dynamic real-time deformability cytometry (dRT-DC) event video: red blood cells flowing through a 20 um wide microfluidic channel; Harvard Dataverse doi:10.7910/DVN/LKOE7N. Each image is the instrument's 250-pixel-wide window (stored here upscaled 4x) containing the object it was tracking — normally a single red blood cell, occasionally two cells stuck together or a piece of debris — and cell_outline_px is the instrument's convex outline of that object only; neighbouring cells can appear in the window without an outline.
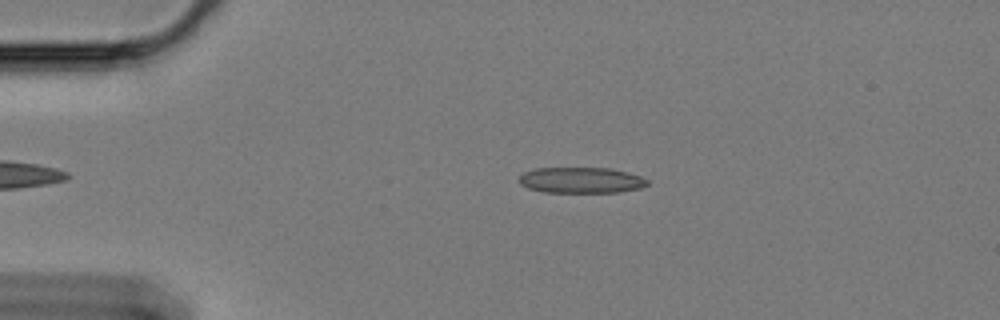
{"species": "Egyptian fruit bat (a non-hibernating species)", "species_latin": "Rousettus aegyptiacus", "temperature_condition": "cold", "stored_images_in_passage": 47, "camera_frame_rate_fps": 3000, "um_per_image_px": 0.085, "animal": {"sex": "female"}, "frame": {"image": 1, "passage_image": 7, "time_ms": 2.0, "image_size_px": [1000, 320], "cell_outline_px": [[648, 184], [640, 188], [620, 192], [544, 192], [528, 188], [520, 184], [520, 176], [524, 172], [536, 168], [612, 168], [640, 176], [648, 180]], "centroid_in_image_um": [49.4, 15.31], "position_along_channel_um": 35.6, "area_um2": 19.25}}
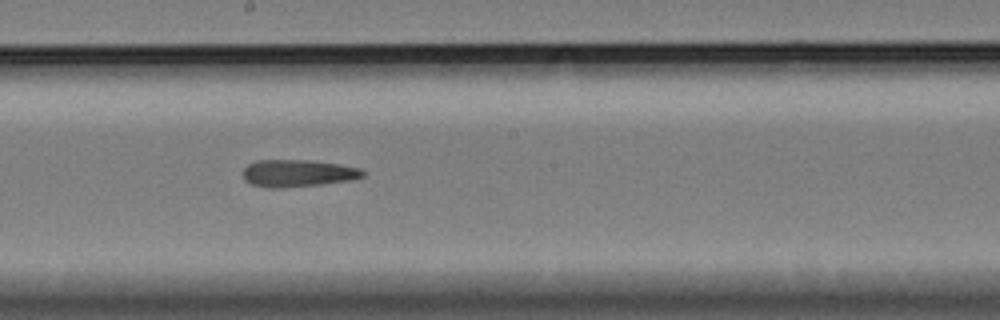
{"frame": {"image": 2, "passage_image": 27, "time_ms": 8.667, "image_size_px": [1000, 320], "cell_outline_px": [[364, 176], [352, 180], [320, 184], [280, 188], [264, 188], [252, 184], [244, 180], [244, 168], [248, 164], [256, 160], [304, 160], [336, 164], [360, 168], [364, 172]], "centroid_in_image_um": [25.28, 14.73], "position_along_channel_um": 222.9, "area_um2": 18.84}}
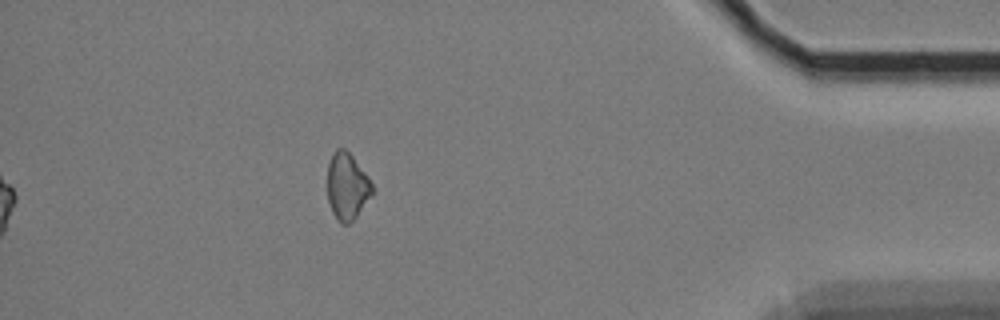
{"frame": {"image": 3, "passage_image": 47, "time_ms": 15.333, "image_size_px": [1000, 320], "cell_outline_px": [[372, 196], [356, 216], [348, 224], [340, 224], [336, 220], [332, 212], [328, 200], [328, 164], [332, 152], [336, 148], [344, 148], [352, 156], [368, 176], [372, 184]], "centroid_in_image_um": [29.49, 15.84], "position_along_channel_um": 405.7, "area_um2": 17.46}}